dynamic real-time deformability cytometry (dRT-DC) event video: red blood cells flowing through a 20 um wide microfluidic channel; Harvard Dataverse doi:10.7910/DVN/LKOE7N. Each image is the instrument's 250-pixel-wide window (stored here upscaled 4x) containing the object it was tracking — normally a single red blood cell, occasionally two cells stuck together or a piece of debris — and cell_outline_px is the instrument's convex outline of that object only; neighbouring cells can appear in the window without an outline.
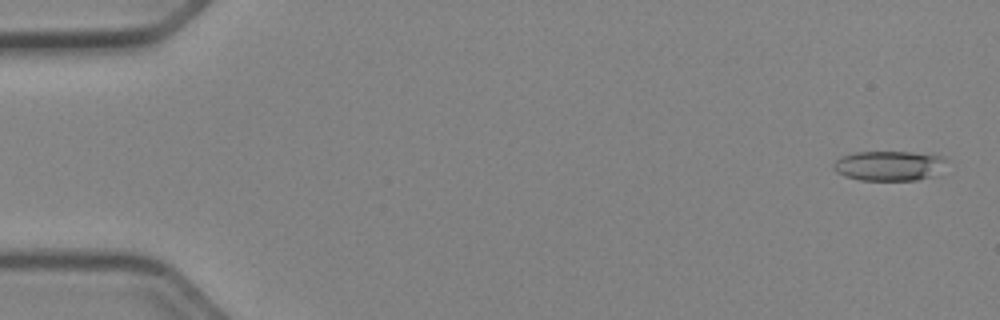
{"species": "Egyptian fruit bat (a non-hibernating species)", "species_latin": "Rousettus aegyptiacus", "temperature_condition": "cold", "stored_images_in_passage": 51, "camera_frame_rate_fps": 3000, "um_per_image_px": 0.085, "animal": {"sex": "female"}, "frame": {"image": 1, "passage_image": 1, "time_ms": 0.0, "image_size_px": [1000, 320], "cell_outline_px": [[948, 160], [936, 176], [916, 180], [860, 180], [844, 176], [836, 172], [832, 168], [836, 160], [844, 156], [856, 152], [912, 152], [944, 156]], "centroid_in_image_um": [75.61, 14.09], "position_along_channel_um": 9.4, "area_um2": 19.77}}
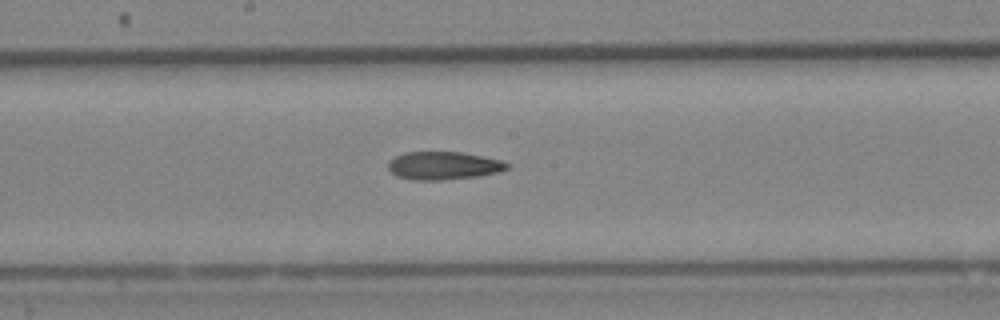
{"frame": {"image": 2, "passage_image": 27, "time_ms": 8.667, "image_size_px": [1000, 320], "cell_outline_px": [[508, 168], [496, 172], [476, 176], [440, 180], [412, 180], [396, 176], [388, 168], [388, 160], [404, 152], [460, 152], [484, 156], [500, 160], [508, 164]], "centroid_in_image_um": [37.64, 14.07], "position_along_channel_um": 210.6, "area_um2": 19.25}}
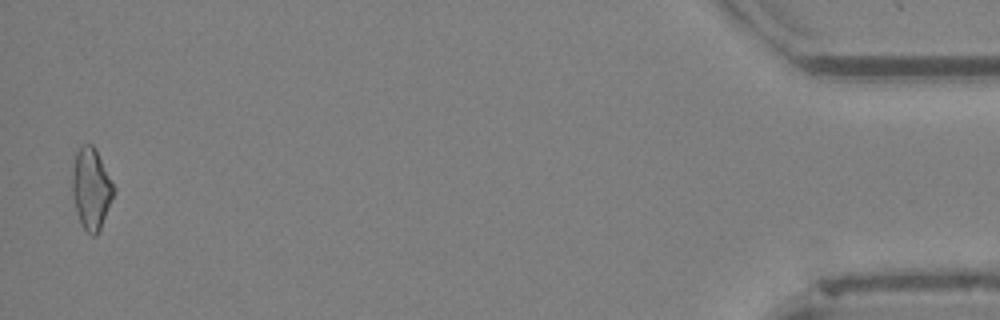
{"frame": {"image": 3, "passage_image": 50, "time_ms": 16.333, "image_size_px": [1000, 320], "cell_outline_px": [[116, 192], [100, 228], [96, 236], [92, 236], [84, 228], [76, 212], [72, 196], [72, 168], [76, 152], [84, 144], [92, 144], [96, 148], [116, 188]], "centroid_in_image_um": [7.76, 16.01], "position_along_channel_um": 427.4, "area_um2": 19.83}}